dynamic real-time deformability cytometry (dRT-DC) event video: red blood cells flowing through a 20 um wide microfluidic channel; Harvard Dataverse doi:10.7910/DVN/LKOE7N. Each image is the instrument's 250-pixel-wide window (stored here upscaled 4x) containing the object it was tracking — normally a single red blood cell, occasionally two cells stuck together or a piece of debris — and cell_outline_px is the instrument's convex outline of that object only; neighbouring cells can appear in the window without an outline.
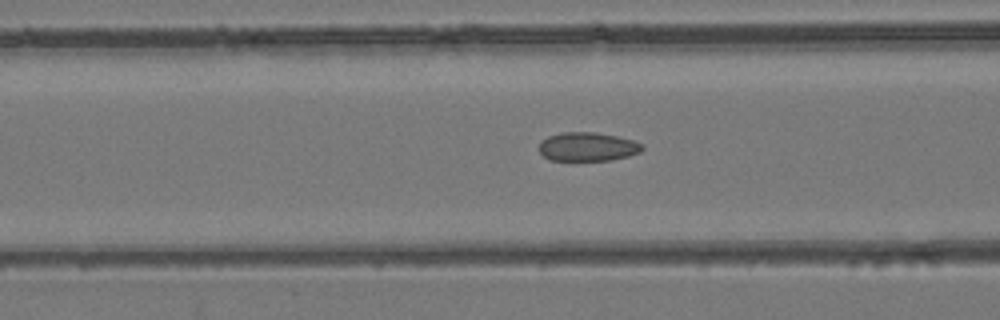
{"species": "common noctule bat (a hibernating species)", "species_latin": "Nyctalus noctula", "temperature_condition": "room temperature", "stored_images_in_passage": 48, "camera_frame_rate_fps": 3000, "um_per_image_px": 0.085, "animal": {"sex": "female", "body_mass_g": 24.6, "forearm_length_mm": 56.2}, "frame": {"image": 1, "passage_image": 19, "time_ms": 6.0, "image_size_px": [1000, 320], "cell_outline_px": [[644, 148], [640, 152], [628, 156], [612, 160], [548, 160], [540, 152], [540, 140], [548, 136], [564, 132], [596, 132], [616, 136], [632, 140], [644, 144]], "centroid_in_image_um": [49.95, 12.47], "position_along_channel_um": 116.6, "area_um2": 17.34}}
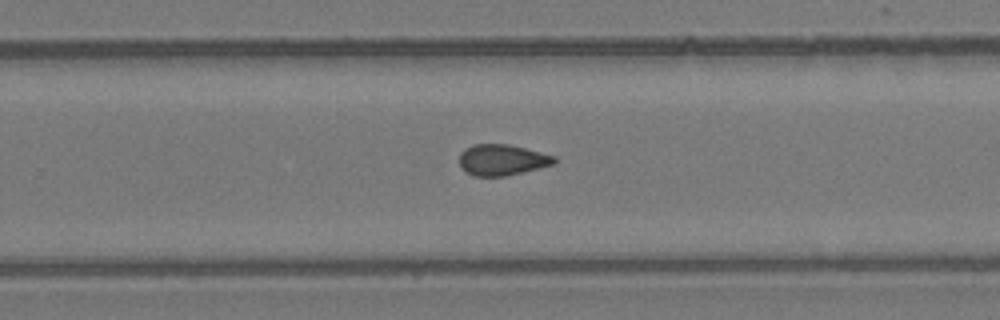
{"frame": {"image": 2, "passage_image": 31, "time_ms": 10.0, "image_size_px": [1000, 320], "cell_outline_px": [[556, 164], [504, 176], [476, 176], [468, 172], [460, 164], [460, 152], [464, 148], [472, 144], [508, 144], [556, 156]], "centroid_in_image_um": [42.69, 13.57], "position_along_channel_um": 287.1, "area_um2": 16.99}}
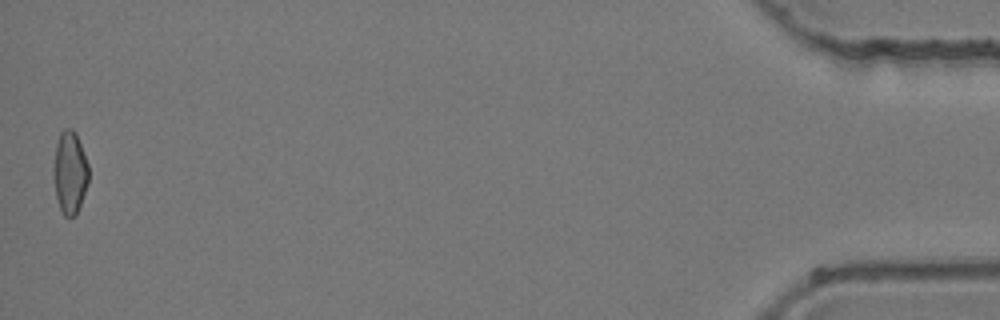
{"frame": {"image": 3, "passage_image": 48, "time_ms": 15.667, "image_size_px": [1000, 320], "cell_outline_px": [[88, 184], [76, 216], [64, 216], [60, 208], [56, 196], [52, 172], [56, 144], [60, 132], [64, 128], [72, 128], [76, 132], [88, 164]], "centroid_in_image_um": [5.93, 14.64], "position_along_channel_um": 429.3, "area_um2": 17.05}}